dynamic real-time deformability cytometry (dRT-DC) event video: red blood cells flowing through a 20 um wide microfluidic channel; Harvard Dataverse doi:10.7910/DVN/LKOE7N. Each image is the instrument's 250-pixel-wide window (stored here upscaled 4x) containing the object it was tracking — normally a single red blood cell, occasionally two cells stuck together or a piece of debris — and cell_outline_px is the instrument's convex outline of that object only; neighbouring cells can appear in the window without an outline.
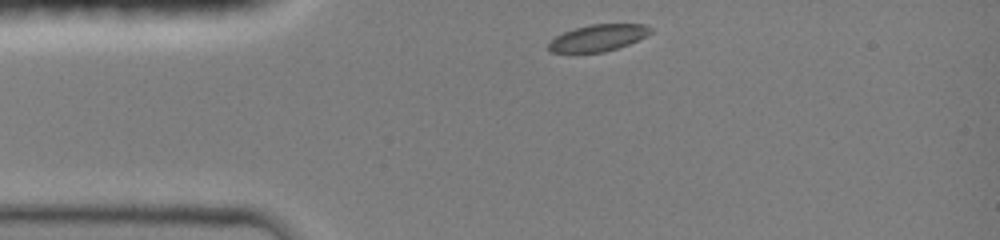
{"species": "common noctule bat (a hibernating species)", "species_latin": "Nyctalus noctula", "temperature_condition": "room temperature", "stored_images_in_passage": 33, "camera_frame_rate_fps": 3000, "um_per_image_px": 0.085, "animal": {"sex": "female", "body_mass_g": 19.0, "forearm_length_mm": 51.5}, "frame": {"image": 1, "passage_image": 1, "time_ms": 0.0, "image_size_px": [1000, 240], "cell_outline_px": [[652, 32], [628, 44], [604, 52], [552, 52], [548, 48], [548, 44], [556, 36], [564, 32], [576, 28], [592, 24], [644, 24], [652, 28]], "centroid_in_image_um": [50.84, 3.21], "position_along_channel_um": 34.2, "area_um2": 15.49}}
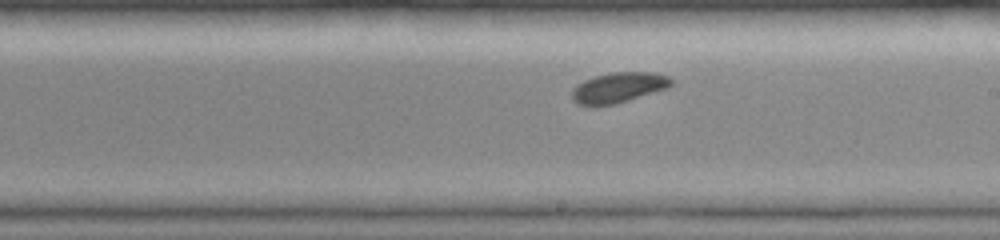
{"frame": {"image": 2, "passage_image": 18, "time_ms": 5.667, "image_size_px": [1000, 240], "cell_outline_px": [[672, 84], [668, 88], [616, 104], [576, 104], [572, 100], [572, 88], [576, 84], [584, 80], [596, 76], [612, 72], [652, 72], [668, 76], [672, 80]], "centroid_in_image_um": [52.57, 7.43], "position_along_channel_um": 236.4, "area_um2": 17.4}}
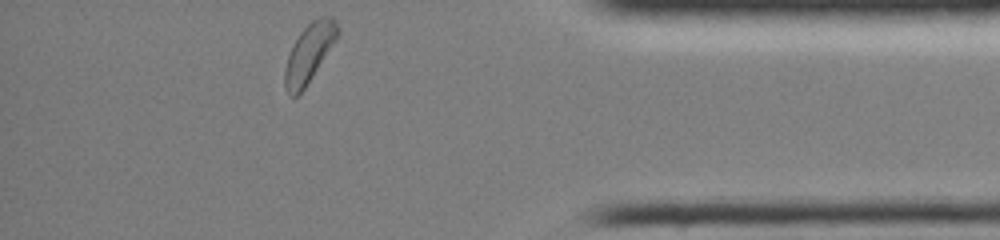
{"frame": {"image": 3, "passage_image": 33, "time_ms": 10.333, "image_size_px": [1000, 240], "cell_outline_px": [[340, 32], [336, 40], [304, 88], [296, 96], [288, 96], [284, 88], [284, 68], [288, 56], [300, 32], [312, 20], [320, 16], [332, 16], [336, 20], [340, 28]], "centroid_in_image_um": [26.28, 4.49], "position_along_channel_um": 408.9, "area_um2": 17.86}, "authors_computed_cell_mechanics": {"area_um2": 17.5134, "velocity_mm_per_s": 4.0981, "shape_relaxation_time_tau1_ms": 2.032, "shape_relaxation_time_tau2_ms": null, "deformation_change_tau1": 0.0432, "deformation_change_tau2": null}}